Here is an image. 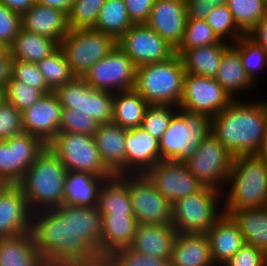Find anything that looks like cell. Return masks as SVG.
Here are the masks:
<instances>
[{
  "label": "cell",
  "instance_id": "1",
  "mask_svg": "<svg viewBox=\"0 0 267 266\" xmlns=\"http://www.w3.org/2000/svg\"><path fill=\"white\" fill-rule=\"evenodd\" d=\"M267 100H233L212 118L211 133L233 156L260 154L266 139Z\"/></svg>",
  "mask_w": 267,
  "mask_h": 266
},
{
  "label": "cell",
  "instance_id": "2",
  "mask_svg": "<svg viewBox=\"0 0 267 266\" xmlns=\"http://www.w3.org/2000/svg\"><path fill=\"white\" fill-rule=\"evenodd\" d=\"M226 187L228 191L222 192L224 214L266 206L267 160L260 154L234 156Z\"/></svg>",
  "mask_w": 267,
  "mask_h": 266
},
{
  "label": "cell",
  "instance_id": "3",
  "mask_svg": "<svg viewBox=\"0 0 267 266\" xmlns=\"http://www.w3.org/2000/svg\"><path fill=\"white\" fill-rule=\"evenodd\" d=\"M67 172L60 159L46 146L18 184L32 212L53 210L63 204Z\"/></svg>",
  "mask_w": 267,
  "mask_h": 266
},
{
  "label": "cell",
  "instance_id": "4",
  "mask_svg": "<svg viewBox=\"0 0 267 266\" xmlns=\"http://www.w3.org/2000/svg\"><path fill=\"white\" fill-rule=\"evenodd\" d=\"M30 232L45 263L72 265L70 215L62 206L33 212Z\"/></svg>",
  "mask_w": 267,
  "mask_h": 266
},
{
  "label": "cell",
  "instance_id": "5",
  "mask_svg": "<svg viewBox=\"0 0 267 266\" xmlns=\"http://www.w3.org/2000/svg\"><path fill=\"white\" fill-rule=\"evenodd\" d=\"M185 75L182 59H170L136 68L134 89L150 105H180Z\"/></svg>",
  "mask_w": 267,
  "mask_h": 266
},
{
  "label": "cell",
  "instance_id": "6",
  "mask_svg": "<svg viewBox=\"0 0 267 266\" xmlns=\"http://www.w3.org/2000/svg\"><path fill=\"white\" fill-rule=\"evenodd\" d=\"M222 192L205 186L172 204V226L180 234H206L224 214Z\"/></svg>",
  "mask_w": 267,
  "mask_h": 266
},
{
  "label": "cell",
  "instance_id": "7",
  "mask_svg": "<svg viewBox=\"0 0 267 266\" xmlns=\"http://www.w3.org/2000/svg\"><path fill=\"white\" fill-rule=\"evenodd\" d=\"M212 130V119L178 107L159 140L162 160L184 161Z\"/></svg>",
  "mask_w": 267,
  "mask_h": 266
},
{
  "label": "cell",
  "instance_id": "8",
  "mask_svg": "<svg viewBox=\"0 0 267 266\" xmlns=\"http://www.w3.org/2000/svg\"><path fill=\"white\" fill-rule=\"evenodd\" d=\"M59 47L75 77H83L99 60L117 47V40L93 28L69 29Z\"/></svg>",
  "mask_w": 267,
  "mask_h": 266
},
{
  "label": "cell",
  "instance_id": "9",
  "mask_svg": "<svg viewBox=\"0 0 267 266\" xmlns=\"http://www.w3.org/2000/svg\"><path fill=\"white\" fill-rule=\"evenodd\" d=\"M47 147L60 159L68 171L114 176L101 159L94 135L58 132Z\"/></svg>",
  "mask_w": 267,
  "mask_h": 266
},
{
  "label": "cell",
  "instance_id": "10",
  "mask_svg": "<svg viewBox=\"0 0 267 266\" xmlns=\"http://www.w3.org/2000/svg\"><path fill=\"white\" fill-rule=\"evenodd\" d=\"M234 156L210 133L184 160L189 171L204 185L223 192ZM225 187V188H224Z\"/></svg>",
  "mask_w": 267,
  "mask_h": 266
},
{
  "label": "cell",
  "instance_id": "11",
  "mask_svg": "<svg viewBox=\"0 0 267 266\" xmlns=\"http://www.w3.org/2000/svg\"><path fill=\"white\" fill-rule=\"evenodd\" d=\"M54 92L63 109L78 110L82 114L90 115L99 124L113 120L114 93L92 88L82 77H74Z\"/></svg>",
  "mask_w": 267,
  "mask_h": 266
},
{
  "label": "cell",
  "instance_id": "12",
  "mask_svg": "<svg viewBox=\"0 0 267 266\" xmlns=\"http://www.w3.org/2000/svg\"><path fill=\"white\" fill-rule=\"evenodd\" d=\"M126 184L138 224H172V203L142 175H120Z\"/></svg>",
  "mask_w": 267,
  "mask_h": 266
},
{
  "label": "cell",
  "instance_id": "13",
  "mask_svg": "<svg viewBox=\"0 0 267 266\" xmlns=\"http://www.w3.org/2000/svg\"><path fill=\"white\" fill-rule=\"evenodd\" d=\"M61 206L70 215L72 264L101 256L102 215L98 207Z\"/></svg>",
  "mask_w": 267,
  "mask_h": 266
},
{
  "label": "cell",
  "instance_id": "14",
  "mask_svg": "<svg viewBox=\"0 0 267 266\" xmlns=\"http://www.w3.org/2000/svg\"><path fill=\"white\" fill-rule=\"evenodd\" d=\"M46 145L37 137L22 133L0 140V182L18 185Z\"/></svg>",
  "mask_w": 267,
  "mask_h": 266
},
{
  "label": "cell",
  "instance_id": "15",
  "mask_svg": "<svg viewBox=\"0 0 267 266\" xmlns=\"http://www.w3.org/2000/svg\"><path fill=\"white\" fill-rule=\"evenodd\" d=\"M135 76V65L117 46L96 62L82 78L92 88L115 93L134 89Z\"/></svg>",
  "mask_w": 267,
  "mask_h": 266
},
{
  "label": "cell",
  "instance_id": "16",
  "mask_svg": "<svg viewBox=\"0 0 267 266\" xmlns=\"http://www.w3.org/2000/svg\"><path fill=\"white\" fill-rule=\"evenodd\" d=\"M117 46L135 67L163 62L175 53V48L147 24H133L118 40Z\"/></svg>",
  "mask_w": 267,
  "mask_h": 266
},
{
  "label": "cell",
  "instance_id": "17",
  "mask_svg": "<svg viewBox=\"0 0 267 266\" xmlns=\"http://www.w3.org/2000/svg\"><path fill=\"white\" fill-rule=\"evenodd\" d=\"M233 99L214 79L185 73L179 107L188 112L215 117Z\"/></svg>",
  "mask_w": 267,
  "mask_h": 266
},
{
  "label": "cell",
  "instance_id": "18",
  "mask_svg": "<svg viewBox=\"0 0 267 266\" xmlns=\"http://www.w3.org/2000/svg\"><path fill=\"white\" fill-rule=\"evenodd\" d=\"M145 175L172 204L205 187L182 160H160Z\"/></svg>",
  "mask_w": 267,
  "mask_h": 266
},
{
  "label": "cell",
  "instance_id": "19",
  "mask_svg": "<svg viewBox=\"0 0 267 266\" xmlns=\"http://www.w3.org/2000/svg\"><path fill=\"white\" fill-rule=\"evenodd\" d=\"M62 110L54 91L44 94L22 112L24 132L39 138L47 146L59 132Z\"/></svg>",
  "mask_w": 267,
  "mask_h": 266
},
{
  "label": "cell",
  "instance_id": "20",
  "mask_svg": "<svg viewBox=\"0 0 267 266\" xmlns=\"http://www.w3.org/2000/svg\"><path fill=\"white\" fill-rule=\"evenodd\" d=\"M32 213L18 185H3L0 188V238L29 232Z\"/></svg>",
  "mask_w": 267,
  "mask_h": 266
},
{
  "label": "cell",
  "instance_id": "21",
  "mask_svg": "<svg viewBox=\"0 0 267 266\" xmlns=\"http://www.w3.org/2000/svg\"><path fill=\"white\" fill-rule=\"evenodd\" d=\"M187 19L186 0H155L146 24L176 49L183 39Z\"/></svg>",
  "mask_w": 267,
  "mask_h": 266
},
{
  "label": "cell",
  "instance_id": "22",
  "mask_svg": "<svg viewBox=\"0 0 267 266\" xmlns=\"http://www.w3.org/2000/svg\"><path fill=\"white\" fill-rule=\"evenodd\" d=\"M126 175L146 174L161 159L159 140L141 127L126 129Z\"/></svg>",
  "mask_w": 267,
  "mask_h": 266
},
{
  "label": "cell",
  "instance_id": "23",
  "mask_svg": "<svg viewBox=\"0 0 267 266\" xmlns=\"http://www.w3.org/2000/svg\"><path fill=\"white\" fill-rule=\"evenodd\" d=\"M22 29L55 40H61L69 32L67 13L61 9L34 3L21 15Z\"/></svg>",
  "mask_w": 267,
  "mask_h": 266
},
{
  "label": "cell",
  "instance_id": "24",
  "mask_svg": "<svg viewBox=\"0 0 267 266\" xmlns=\"http://www.w3.org/2000/svg\"><path fill=\"white\" fill-rule=\"evenodd\" d=\"M94 138L104 165L114 175H126V129L113 122L99 124Z\"/></svg>",
  "mask_w": 267,
  "mask_h": 266
},
{
  "label": "cell",
  "instance_id": "25",
  "mask_svg": "<svg viewBox=\"0 0 267 266\" xmlns=\"http://www.w3.org/2000/svg\"><path fill=\"white\" fill-rule=\"evenodd\" d=\"M206 235L215 266H223L245 244L238 224L227 214H223Z\"/></svg>",
  "mask_w": 267,
  "mask_h": 266
},
{
  "label": "cell",
  "instance_id": "26",
  "mask_svg": "<svg viewBox=\"0 0 267 266\" xmlns=\"http://www.w3.org/2000/svg\"><path fill=\"white\" fill-rule=\"evenodd\" d=\"M112 176H98L89 172L68 171L63 189V205L76 207H96L99 192Z\"/></svg>",
  "mask_w": 267,
  "mask_h": 266
},
{
  "label": "cell",
  "instance_id": "27",
  "mask_svg": "<svg viewBox=\"0 0 267 266\" xmlns=\"http://www.w3.org/2000/svg\"><path fill=\"white\" fill-rule=\"evenodd\" d=\"M177 231L171 224H138L131 248L170 261Z\"/></svg>",
  "mask_w": 267,
  "mask_h": 266
},
{
  "label": "cell",
  "instance_id": "28",
  "mask_svg": "<svg viewBox=\"0 0 267 266\" xmlns=\"http://www.w3.org/2000/svg\"><path fill=\"white\" fill-rule=\"evenodd\" d=\"M170 266H215L206 234H180L175 237Z\"/></svg>",
  "mask_w": 267,
  "mask_h": 266
},
{
  "label": "cell",
  "instance_id": "29",
  "mask_svg": "<svg viewBox=\"0 0 267 266\" xmlns=\"http://www.w3.org/2000/svg\"><path fill=\"white\" fill-rule=\"evenodd\" d=\"M137 226L134 215H102L101 256L131 247Z\"/></svg>",
  "mask_w": 267,
  "mask_h": 266
},
{
  "label": "cell",
  "instance_id": "30",
  "mask_svg": "<svg viewBox=\"0 0 267 266\" xmlns=\"http://www.w3.org/2000/svg\"><path fill=\"white\" fill-rule=\"evenodd\" d=\"M44 263L30 231L0 238V266H43Z\"/></svg>",
  "mask_w": 267,
  "mask_h": 266
},
{
  "label": "cell",
  "instance_id": "31",
  "mask_svg": "<svg viewBox=\"0 0 267 266\" xmlns=\"http://www.w3.org/2000/svg\"><path fill=\"white\" fill-rule=\"evenodd\" d=\"M214 79L233 100L239 99L240 93L243 91L245 93L246 90H250L254 86V83L250 80L242 66L239 53L232 46L224 52Z\"/></svg>",
  "mask_w": 267,
  "mask_h": 266
},
{
  "label": "cell",
  "instance_id": "32",
  "mask_svg": "<svg viewBox=\"0 0 267 266\" xmlns=\"http://www.w3.org/2000/svg\"><path fill=\"white\" fill-rule=\"evenodd\" d=\"M230 46L231 44H212L185 50L180 55L185 73L214 78L223 54Z\"/></svg>",
  "mask_w": 267,
  "mask_h": 266
},
{
  "label": "cell",
  "instance_id": "33",
  "mask_svg": "<svg viewBox=\"0 0 267 266\" xmlns=\"http://www.w3.org/2000/svg\"><path fill=\"white\" fill-rule=\"evenodd\" d=\"M149 105L135 89L115 92L112 122L127 130L140 127Z\"/></svg>",
  "mask_w": 267,
  "mask_h": 266
},
{
  "label": "cell",
  "instance_id": "34",
  "mask_svg": "<svg viewBox=\"0 0 267 266\" xmlns=\"http://www.w3.org/2000/svg\"><path fill=\"white\" fill-rule=\"evenodd\" d=\"M59 44L49 38L20 29L8 50L14 59L38 63L53 53Z\"/></svg>",
  "mask_w": 267,
  "mask_h": 266
},
{
  "label": "cell",
  "instance_id": "35",
  "mask_svg": "<svg viewBox=\"0 0 267 266\" xmlns=\"http://www.w3.org/2000/svg\"><path fill=\"white\" fill-rule=\"evenodd\" d=\"M230 216L238 224L245 243L267 254V207L237 209Z\"/></svg>",
  "mask_w": 267,
  "mask_h": 266
},
{
  "label": "cell",
  "instance_id": "36",
  "mask_svg": "<svg viewBox=\"0 0 267 266\" xmlns=\"http://www.w3.org/2000/svg\"><path fill=\"white\" fill-rule=\"evenodd\" d=\"M97 207L101 215H134L127 184L118 175L102 185Z\"/></svg>",
  "mask_w": 267,
  "mask_h": 266
},
{
  "label": "cell",
  "instance_id": "37",
  "mask_svg": "<svg viewBox=\"0 0 267 266\" xmlns=\"http://www.w3.org/2000/svg\"><path fill=\"white\" fill-rule=\"evenodd\" d=\"M132 25L124 0H106L93 29L118 40Z\"/></svg>",
  "mask_w": 267,
  "mask_h": 266
},
{
  "label": "cell",
  "instance_id": "38",
  "mask_svg": "<svg viewBox=\"0 0 267 266\" xmlns=\"http://www.w3.org/2000/svg\"><path fill=\"white\" fill-rule=\"evenodd\" d=\"M231 46L239 53L242 66L255 84L258 79L256 75L267 68V52L247 34H243Z\"/></svg>",
  "mask_w": 267,
  "mask_h": 266
},
{
  "label": "cell",
  "instance_id": "39",
  "mask_svg": "<svg viewBox=\"0 0 267 266\" xmlns=\"http://www.w3.org/2000/svg\"><path fill=\"white\" fill-rule=\"evenodd\" d=\"M48 87L55 91L59 86L70 82L75 76L70 70L65 54L60 47L37 63Z\"/></svg>",
  "mask_w": 267,
  "mask_h": 266
},
{
  "label": "cell",
  "instance_id": "40",
  "mask_svg": "<svg viewBox=\"0 0 267 266\" xmlns=\"http://www.w3.org/2000/svg\"><path fill=\"white\" fill-rule=\"evenodd\" d=\"M212 44H230L221 41L205 20L188 18L183 39L175 49L179 56L188 49Z\"/></svg>",
  "mask_w": 267,
  "mask_h": 266
},
{
  "label": "cell",
  "instance_id": "41",
  "mask_svg": "<svg viewBox=\"0 0 267 266\" xmlns=\"http://www.w3.org/2000/svg\"><path fill=\"white\" fill-rule=\"evenodd\" d=\"M226 5L245 34L267 14V0H227Z\"/></svg>",
  "mask_w": 267,
  "mask_h": 266
},
{
  "label": "cell",
  "instance_id": "42",
  "mask_svg": "<svg viewBox=\"0 0 267 266\" xmlns=\"http://www.w3.org/2000/svg\"><path fill=\"white\" fill-rule=\"evenodd\" d=\"M205 21L221 41L230 44H233L245 34L237 26L232 13L226 4L214 7L206 17Z\"/></svg>",
  "mask_w": 267,
  "mask_h": 266
},
{
  "label": "cell",
  "instance_id": "43",
  "mask_svg": "<svg viewBox=\"0 0 267 266\" xmlns=\"http://www.w3.org/2000/svg\"><path fill=\"white\" fill-rule=\"evenodd\" d=\"M106 0H74L67 22L69 29L94 28Z\"/></svg>",
  "mask_w": 267,
  "mask_h": 266
},
{
  "label": "cell",
  "instance_id": "44",
  "mask_svg": "<svg viewBox=\"0 0 267 266\" xmlns=\"http://www.w3.org/2000/svg\"><path fill=\"white\" fill-rule=\"evenodd\" d=\"M0 94L5 101L21 112L31 107L44 95L40 90L13 78L8 81Z\"/></svg>",
  "mask_w": 267,
  "mask_h": 266
},
{
  "label": "cell",
  "instance_id": "45",
  "mask_svg": "<svg viewBox=\"0 0 267 266\" xmlns=\"http://www.w3.org/2000/svg\"><path fill=\"white\" fill-rule=\"evenodd\" d=\"M177 109L178 106L173 105H149L140 127L160 140Z\"/></svg>",
  "mask_w": 267,
  "mask_h": 266
},
{
  "label": "cell",
  "instance_id": "46",
  "mask_svg": "<svg viewBox=\"0 0 267 266\" xmlns=\"http://www.w3.org/2000/svg\"><path fill=\"white\" fill-rule=\"evenodd\" d=\"M12 78L40 90L43 94L52 92L40 72L37 63L13 59Z\"/></svg>",
  "mask_w": 267,
  "mask_h": 266
},
{
  "label": "cell",
  "instance_id": "47",
  "mask_svg": "<svg viewBox=\"0 0 267 266\" xmlns=\"http://www.w3.org/2000/svg\"><path fill=\"white\" fill-rule=\"evenodd\" d=\"M99 123L90 115L78 110L63 109L59 132H74L85 135H94Z\"/></svg>",
  "mask_w": 267,
  "mask_h": 266
},
{
  "label": "cell",
  "instance_id": "48",
  "mask_svg": "<svg viewBox=\"0 0 267 266\" xmlns=\"http://www.w3.org/2000/svg\"><path fill=\"white\" fill-rule=\"evenodd\" d=\"M24 133L22 112L0 97V140Z\"/></svg>",
  "mask_w": 267,
  "mask_h": 266
},
{
  "label": "cell",
  "instance_id": "49",
  "mask_svg": "<svg viewBox=\"0 0 267 266\" xmlns=\"http://www.w3.org/2000/svg\"><path fill=\"white\" fill-rule=\"evenodd\" d=\"M110 258L116 266H170L169 260L142 254L131 247L115 251Z\"/></svg>",
  "mask_w": 267,
  "mask_h": 266
},
{
  "label": "cell",
  "instance_id": "50",
  "mask_svg": "<svg viewBox=\"0 0 267 266\" xmlns=\"http://www.w3.org/2000/svg\"><path fill=\"white\" fill-rule=\"evenodd\" d=\"M21 28V14L11 11L0 1V42L8 48Z\"/></svg>",
  "mask_w": 267,
  "mask_h": 266
},
{
  "label": "cell",
  "instance_id": "51",
  "mask_svg": "<svg viewBox=\"0 0 267 266\" xmlns=\"http://www.w3.org/2000/svg\"><path fill=\"white\" fill-rule=\"evenodd\" d=\"M267 254L261 249L245 243L223 266H266Z\"/></svg>",
  "mask_w": 267,
  "mask_h": 266
},
{
  "label": "cell",
  "instance_id": "52",
  "mask_svg": "<svg viewBox=\"0 0 267 266\" xmlns=\"http://www.w3.org/2000/svg\"><path fill=\"white\" fill-rule=\"evenodd\" d=\"M155 0H124L133 24H146Z\"/></svg>",
  "mask_w": 267,
  "mask_h": 266
},
{
  "label": "cell",
  "instance_id": "53",
  "mask_svg": "<svg viewBox=\"0 0 267 266\" xmlns=\"http://www.w3.org/2000/svg\"><path fill=\"white\" fill-rule=\"evenodd\" d=\"M227 0H186L187 18L205 20L214 7L225 5Z\"/></svg>",
  "mask_w": 267,
  "mask_h": 266
},
{
  "label": "cell",
  "instance_id": "54",
  "mask_svg": "<svg viewBox=\"0 0 267 266\" xmlns=\"http://www.w3.org/2000/svg\"><path fill=\"white\" fill-rule=\"evenodd\" d=\"M13 59L8 49L0 54V93L12 78Z\"/></svg>",
  "mask_w": 267,
  "mask_h": 266
},
{
  "label": "cell",
  "instance_id": "55",
  "mask_svg": "<svg viewBox=\"0 0 267 266\" xmlns=\"http://www.w3.org/2000/svg\"><path fill=\"white\" fill-rule=\"evenodd\" d=\"M246 34L267 52V14Z\"/></svg>",
  "mask_w": 267,
  "mask_h": 266
},
{
  "label": "cell",
  "instance_id": "56",
  "mask_svg": "<svg viewBox=\"0 0 267 266\" xmlns=\"http://www.w3.org/2000/svg\"><path fill=\"white\" fill-rule=\"evenodd\" d=\"M8 9L20 13H25L34 3L35 0H0Z\"/></svg>",
  "mask_w": 267,
  "mask_h": 266
},
{
  "label": "cell",
  "instance_id": "57",
  "mask_svg": "<svg viewBox=\"0 0 267 266\" xmlns=\"http://www.w3.org/2000/svg\"><path fill=\"white\" fill-rule=\"evenodd\" d=\"M72 266H116V263L110 258V256H98L90 261L73 263Z\"/></svg>",
  "mask_w": 267,
  "mask_h": 266
},
{
  "label": "cell",
  "instance_id": "58",
  "mask_svg": "<svg viewBox=\"0 0 267 266\" xmlns=\"http://www.w3.org/2000/svg\"><path fill=\"white\" fill-rule=\"evenodd\" d=\"M35 2L40 5L58 8L68 13L74 0H35Z\"/></svg>",
  "mask_w": 267,
  "mask_h": 266
},
{
  "label": "cell",
  "instance_id": "59",
  "mask_svg": "<svg viewBox=\"0 0 267 266\" xmlns=\"http://www.w3.org/2000/svg\"><path fill=\"white\" fill-rule=\"evenodd\" d=\"M260 155L263 156L267 160V131H266V139L264 146L262 148V151L260 152Z\"/></svg>",
  "mask_w": 267,
  "mask_h": 266
},
{
  "label": "cell",
  "instance_id": "60",
  "mask_svg": "<svg viewBox=\"0 0 267 266\" xmlns=\"http://www.w3.org/2000/svg\"><path fill=\"white\" fill-rule=\"evenodd\" d=\"M43 266H72L70 264L44 263Z\"/></svg>",
  "mask_w": 267,
  "mask_h": 266
},
{
  "label": "cell",
  "instance_id": "61",
  "mask_svg": "<svg viewBox=\"0 0 267 266\" xmlns=\"http://www.w3.org/2000/svg\"><path fill=\"white\" fill-rule=\"evenodd\" d=\"M8 48L0 42V54L4 53Z\"/></svg>",
  "mask_w": 267,
  "mask_h": 266
}]
</instances>
